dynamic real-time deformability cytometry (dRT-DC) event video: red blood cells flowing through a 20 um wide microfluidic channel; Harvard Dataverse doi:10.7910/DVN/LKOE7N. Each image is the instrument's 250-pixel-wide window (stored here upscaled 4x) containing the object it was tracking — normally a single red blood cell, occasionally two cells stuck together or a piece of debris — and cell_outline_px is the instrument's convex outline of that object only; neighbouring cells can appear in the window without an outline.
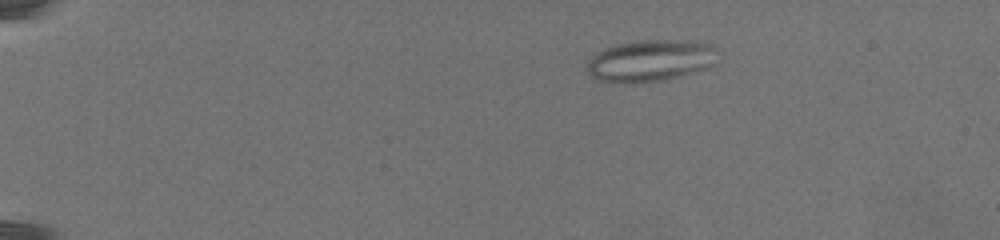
{"species": "common noctule bat (a hibernating species)", "species_latin": "Nyctalus noctula", "temperature_condition": "warm", "stored_images_in_passage": 54, "camera_frame_rate_fps": 3000, "um_per_image_px": 0.085, "animal": {"sex": "female", "body_mass_g": 19.5, "forearm_length_mm": 54.1}, "frame": {"image": 1, "passage_image": 11, "time_ms": 5.333, "image_size_px": [1000, 240], "cell_outline_px": [[720, 48], [712, 64], [704, 68], [664, 80], [624, 84], [616, 84], [592, 80], [588, 72], [588, 60], [596, 52], [604, 48], [616, 44], [640, 40], [696, 40], [712, 44]], "centroid_in_image_um": [55.24, 5.15], "position_along_channel_um": 29.8, "area_um2": 32.31}}
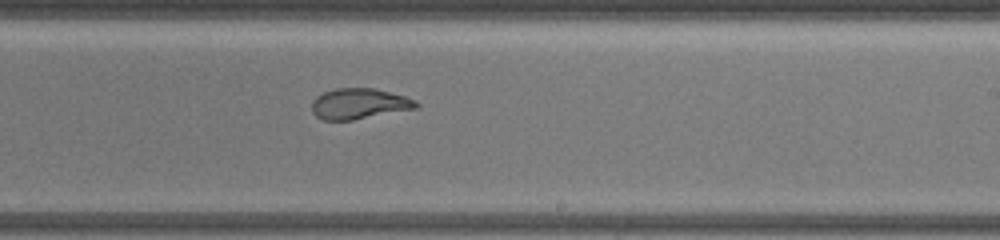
{"frame": {"image": 2, "passage_image": 34, "time_ms": 17.333, "image_size_px": [1000, 240], "cell_outline_px": [[420, 108], [352, 120], [324, 120], [316, 116], [312, 112], [312, 100], [316, 96], [324, 92], [336, 88], [372, 88], [404, 96], [416, 100], [420, 104]], "centroid_in_image_um": [30.54, 8.82], "position_along_channel_um": 258.5, "area_um2": 18.73}}
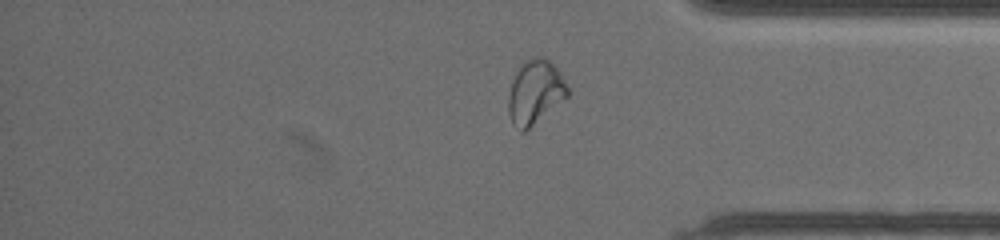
{"frame": {"image": 3, "passage_image": 45, "time_ms": 22.333, "image_size_px": [1000, 240], "cell_outline_px": [[568, 96], [524, 132], [520, 132], [512, 124], [508, 112], [508, 96], [512, 80], [524, 60], [532, 56], [544, 56], [556, 68], [568, 88]], "centroid_in_image_um": [45.45, 7.83], "position_along_channel_um": 389.8, "area_um2": 21.91}}